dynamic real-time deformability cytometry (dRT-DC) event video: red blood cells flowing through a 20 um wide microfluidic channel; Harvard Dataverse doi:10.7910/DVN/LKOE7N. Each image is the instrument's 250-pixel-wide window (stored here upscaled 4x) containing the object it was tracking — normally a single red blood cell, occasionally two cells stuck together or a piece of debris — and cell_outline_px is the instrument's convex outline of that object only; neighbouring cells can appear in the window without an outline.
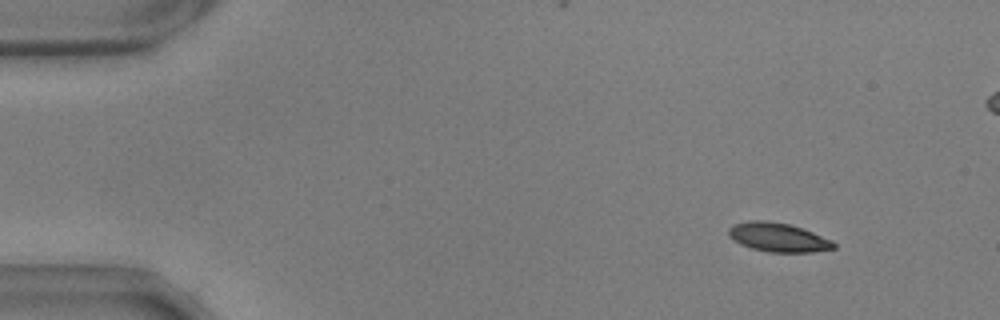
{"species": "common noctule bat (a hibernating species)", "species_latin": "Nyctalus noctula", "temperature_condition": "warm", "stored_images_in_passage": 56, "segment_of_instrument_passage": [1, 2], "camera_frame_rate_fps": 3000, "um_per_image_px": 0.085, "animal": {"sex": "male", "body_mass_g": 17.9, "forearm_length_mm": 54.2}, "frame": {"image": 1, "passage_image": 6, "time_ms": 1.667, "image_size_px": [1000, 320], "cell_outline_px": [[836, 248], [812, 252], [768, 252], [752, 248], [740, 244], [728, 236], [728, 228], [732, 224], [748, 220], [768, 220], [788, 224], [812, 232], [832, 240], [836, 244]], "centroid_in_image_um": [66.11, 20.16], "position_along_channel_um": 18.9, "area_um2": 17.8}}
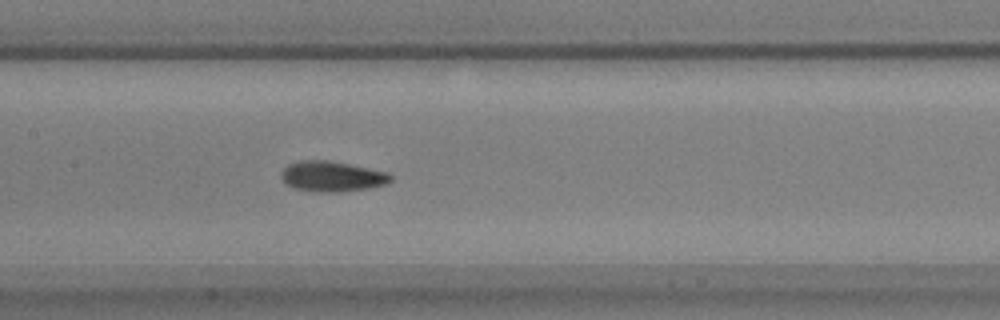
{"frame": {"image": 2, "passage_image": 27, "time_ms": 8.667, "image_size_px": [1000, 320], "cell_outline_px": [[392, 180], [388, 184], [368, 188], [336, 192], [316, 192], [292, 188], [284, 184], [280, 176], [280, 172], [288, 164], [300, 160], [328, 160], [388, 172], [392, 176]], "centroid_in_image_um": [28.18, 15.0], "position_along_channel_um": 179.2, "area_um2": 19.59}}
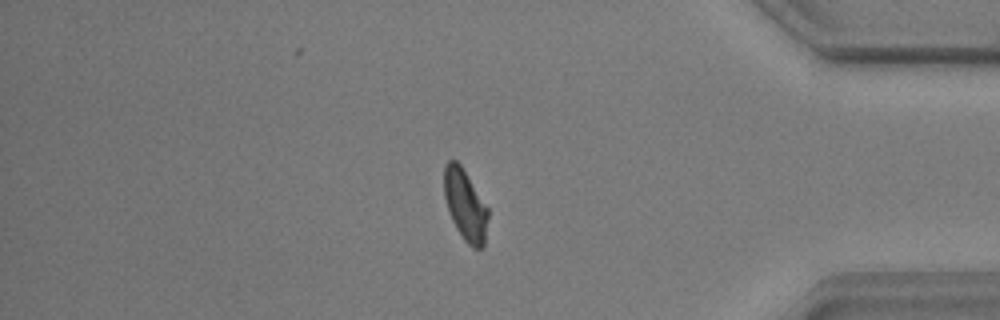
{"frame": {"image": 3, "passage_image": 47, "time_ms": 15.333, "image_size_px": [1000, 320], "cell_outline_px": [[488, 216], [484, 248], [472, 248], [464, 240], [456, 228], [452, 220], [444, 196], [444, 164], [448, 160], [456, 160], [460, 164], [488, 208]], "centroid_in_image_um": [39.54, 17.44], "position_along_channel_um": 395.7, "area_um2": 18.09}}